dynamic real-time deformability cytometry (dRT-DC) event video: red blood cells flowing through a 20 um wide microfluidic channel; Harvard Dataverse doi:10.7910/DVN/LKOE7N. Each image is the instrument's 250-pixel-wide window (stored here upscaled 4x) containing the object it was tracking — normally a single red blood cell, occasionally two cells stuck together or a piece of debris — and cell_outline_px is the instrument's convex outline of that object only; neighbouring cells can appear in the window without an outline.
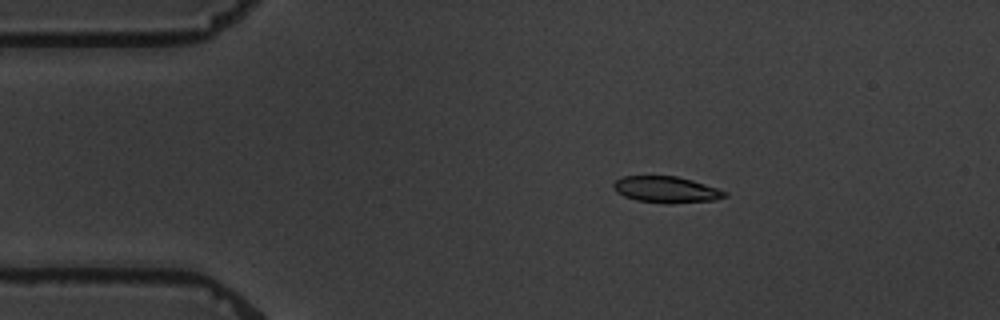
{"species": "common noctule bat (a hibernating species)", "species_latin": "Nyctalus noctula", "temperature_condition": "warm", "stored_images_in_passage": 4, "camera_frame_rate_fps": 3000, "um_per_image_px": 0.085, "animal": {"sex": "male", "body_mass_g": 19.5, "forearm_length_mm": 54.6}, "frame": {"image": 1, "passage_image": 1, "time_ms": 0.0, "image_size_px": [1000, 320], "cell_outline_px": [[728, 196], [716, 200], [672, 204], [664, 204], [636, 200], [624, 196], [616, 192], [612, 188], [612, 184], [616, 180], [624, 176], [676, 176], [692, 180], [728, 192]], "centroid_in_image_um": [56.63, 16.13], "position_along_channel_um": 28.4, "area_um2": 17.28}}
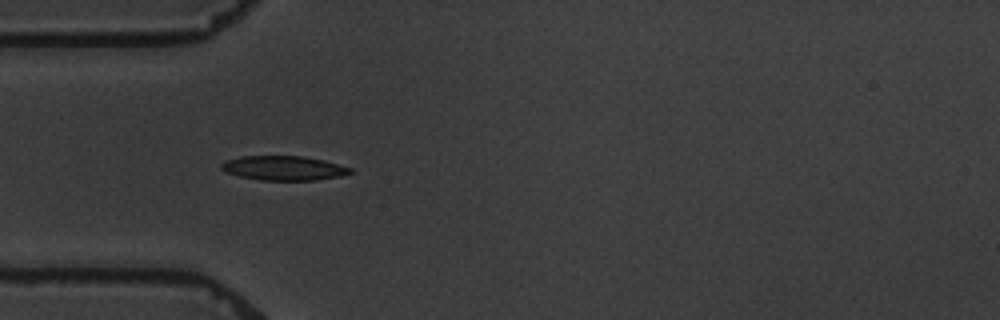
{"frame": {"image": 2, "passage_image": 3, "time_ms": 2.333, "image_size_px": [1000, 320], "cell_outline_px": [[352, 172], [340, 176], [316, 180], [260, 180], [240, 176], [224, 172], [220, 168], [220, 164], [228, 160], [240, 156], [304, 156], [324, 160], [352, 168]], "centroid_in_image_um": [24.1, 14.28], "position_along_channel_um": 60.9, "area_um2": 18.32}}
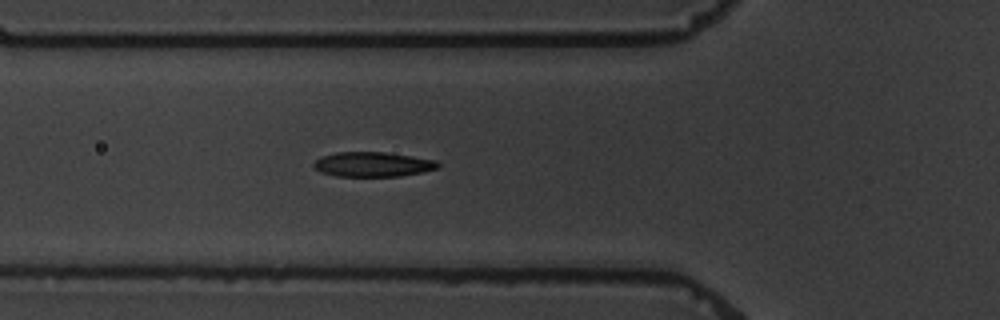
{"frame": {"image": 3, "passage_image": 4, "time_ms": 3.333, "image_size_px": [1000, 320], "cell_outline_px": [[440, 168], [424, 172], [400, 176], [336, 176], [320, 172], [312, 164], [320, 156], [336, 152], [384, 152], [412, 156], [436, 160], [440, 164]], "centroid_in_image_um": [31.71, 13.97], "position_along_channel_um": 94.1, "area_um2": 18.03}}